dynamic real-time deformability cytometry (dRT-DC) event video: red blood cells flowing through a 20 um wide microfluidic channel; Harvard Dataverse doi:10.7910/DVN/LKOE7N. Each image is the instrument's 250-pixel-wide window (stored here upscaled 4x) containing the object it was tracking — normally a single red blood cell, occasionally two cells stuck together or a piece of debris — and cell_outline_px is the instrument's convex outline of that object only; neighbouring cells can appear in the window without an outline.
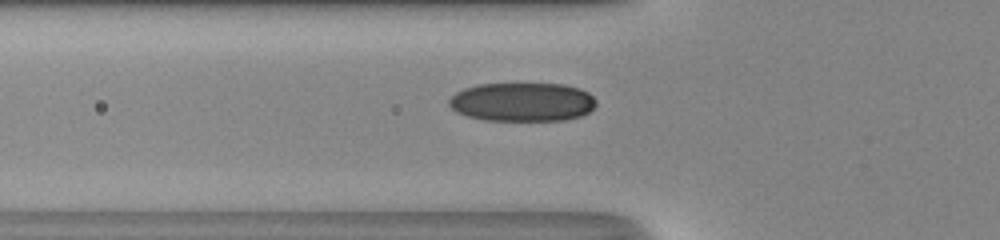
{"species": "human", "species_latin": "Homo sapiens", "temperature_condition": "room temperature", "stored_images_in_passage": 32, "camera_frame_rate_fps": 3000, "um_per_image_px": 0.085, "donor": {"sex": "male"}, "frame": {"image": 1, "passage_image": 2, "time_ms": 0.333, "image_size_px": [1000, 240], "cell_outline_px": [[596, 104], [588, 112], [580, 116], [564, 120], [484, 120], [468, 116], [456, 112], [448, 104], [448, 100], [456, 92], [464, 88], [476, 84], [564, 84], [580, 88], [588, 92], [596, 100]], "centroid_in_image_um": [44.39, 8.66], "position_along_channel_um": 81.4, "area_um2": 33.29}}
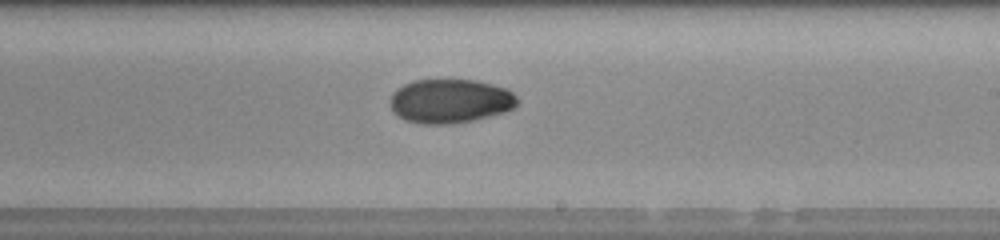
{"frame": {"image": 2, "passage_image": 14, "time_ms": 4.333, "image_size_px": [1000, 240], "cell_outline_px": [[520, 100], [516, 108], [504, 112], [472, 120], [452, 124], [424, 124], [404, 120], [392, 112], [388, 100], [392, 92], [396, 88], [412, 80], [476, 80], [492, 84], [504, 88], [512, 92]], "centroid_in_image_um": [38.23, 8.59], "position_along_channel_um": 250.8, "area_um2": 33.06}}
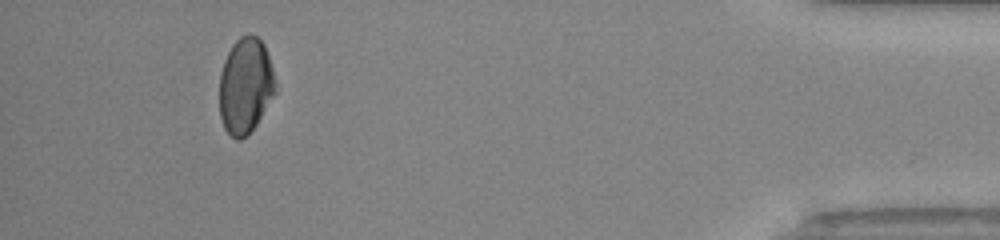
{"frame": {"image": 3, "passage_image": 30, "time_ms": 9.667, "image_size_px": [1000, 240], "cell_outline_px": [[276, 92], [256, 124], [240, 140], [236, 140], [224, 128], [220, 116], [220, 72], [224, 60], [232, 44], [240, 36], [248, 32], [256, 36], [264, 44], [276, 80]], "centroid_in_image_um": [20.86, 7.25], "position_along_channel_um": 414.3, "area_um2": 31.21}, "authors_computed_cell_mechanics": {"area_um2": 32.8882, "velocity_mm_per_s": 4.2405, "shape_relaxation_time_tau1_ms": 6.6576, "shape_relaxation_time_tau2_ms": 5.1308, "deformation_change_tau1": 0.1771, "deformation_change_tau2": 0.059}}